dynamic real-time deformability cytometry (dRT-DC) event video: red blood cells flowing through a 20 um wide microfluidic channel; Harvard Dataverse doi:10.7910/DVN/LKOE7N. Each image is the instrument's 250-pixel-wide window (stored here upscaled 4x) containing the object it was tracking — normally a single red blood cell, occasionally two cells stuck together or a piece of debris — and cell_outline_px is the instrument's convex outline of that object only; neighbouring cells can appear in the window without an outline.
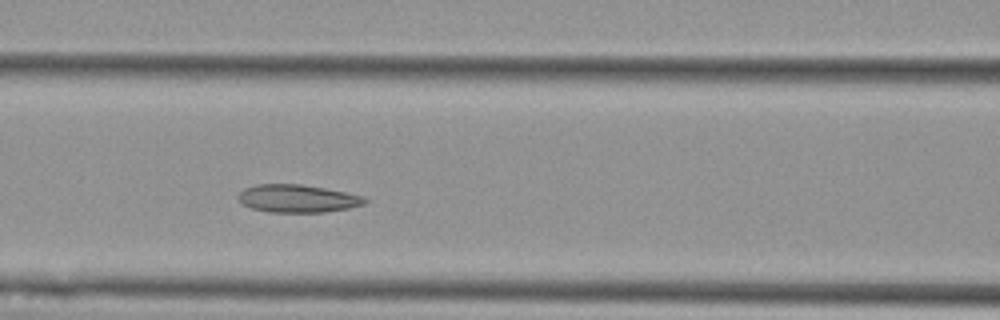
{"species": "Egyptian fruit bat (a non-hibernating species)", "species_latin": "Rousettus aegyptiacus", "temperature_condition": "cold", "stored_images_in_passage": 14, "camera_frame_rate_fps": 3000, "um_per_image_px": 0.085, "animal": {"sex": "female"}, "frame": {"image": 1, "passage_image": 5, "time_ms": 4.333, "image_size_px": [1000, 320], "cell_outline_px": [[368, 200], [364, 204], [348, 208], [324, 212], [268, 212], [252, 208], [244, 204], [236, 196], [244, 188], [256, 184], [300, 184], [324, 188], [364, 196]], "centroid_in_image_um": [25.28, 16.87], "position_along_channel_um": 141.3, "area_um2": 20.4}}
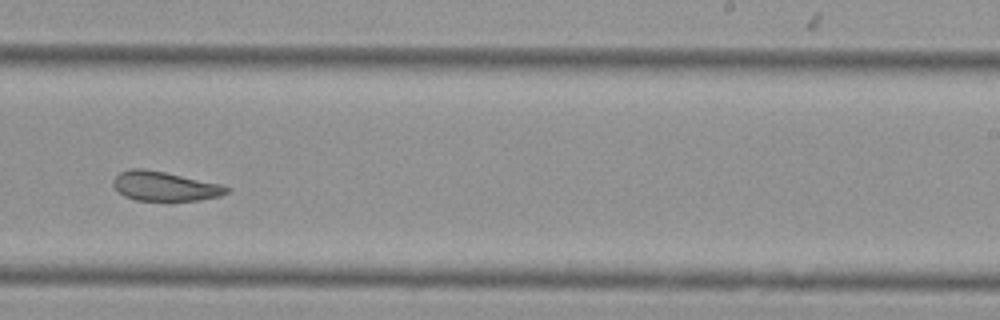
{"frame": {"image": 2, "passage_image": 8, "time_ms": 8.0, "image_size_px": [1000, 320], "cell_outline_px": [[228, 192], [220, 196], [200, 200], [168, 204], [136, 200], [124, 196], [112, 184], [112, 180], [120, 172], [132, 168], [140, 168], [164, 172], [220, 184], [228, 188]], "centroid_in_image_um": [13.98, 15.89], "position_along_channel_um": 275.0, "area_um2": 20.0}}
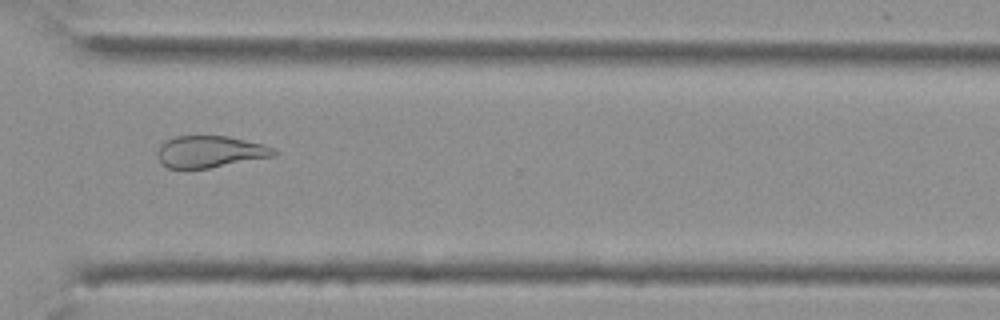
{"frame": {"image": 3, "passage_image": 10, "time_ms": 13.667, "image_size_px": [1000, 320], "cell_outline_px": [[276, 152], [272, 156], [208, 168], [168, 168], [160, 164], [156, 156], [156, 152], [160, 144], [164, 140], [176, 136], [228, 136], [264, 144], [272, 148]], "centroid_in_image_um": [17.75, 12.88], "position_along_channel_um": 352.8, "area_um2": 21.5}, "authors_computed_cell_mechanics": {"area_um2": 22.8021, "velocity_mm_per_s": 3.6538, "shape_relaxation_time_tau1_ms": 6.0894, "shape_relaxation_time_tau2_ms": 4.4424, "deformation_change_tau1": 0.0962, "deformation_change_tau2": 0.0885}}